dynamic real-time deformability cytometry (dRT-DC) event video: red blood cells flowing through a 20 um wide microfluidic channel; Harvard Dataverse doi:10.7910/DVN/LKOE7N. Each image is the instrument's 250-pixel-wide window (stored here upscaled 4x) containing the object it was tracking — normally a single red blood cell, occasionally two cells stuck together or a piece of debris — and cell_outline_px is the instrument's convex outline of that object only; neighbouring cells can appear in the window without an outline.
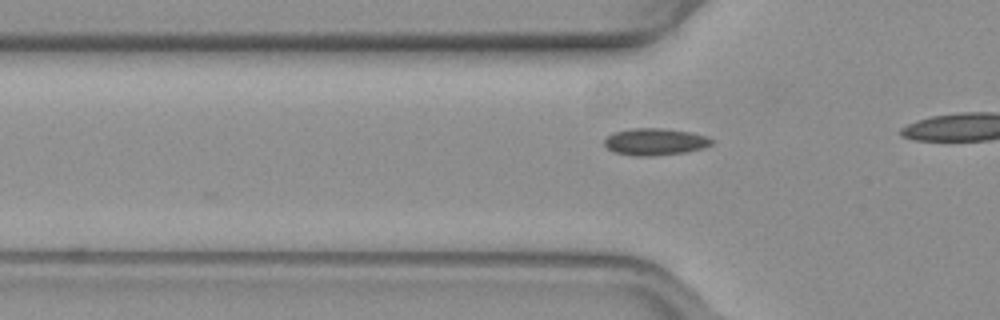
{"species": "common noctule bat (a hibernating species)", "species_latin": "Nyctalus noctula", "temperature_condition": "warm", "stored_images_in_passage": 8, "camera_frame_rate_fps": 3000, "um_per_image_px": 0.085, "animal": {"sex": "female", "body_mass_g": 19.3, "forearm_length_mm": 54.1}, "frame": {"image": 1, "passage_image": 2, "time_ms": 0.333, "image_size_px": [1000, 320], "cell_outline_px": [[712, 144], [704, 148], [684, 152], [652, 156], [636, 156], [612, 152], [604, 144], [604, 140], [612, 132], [632, 128], [660, 128], [688, 132], [704, 136], [712, 140]], "centroid_in_image_um": [55.62, 12.05], "position_along_channel_um": 70.2, "area_um2": 16.7}}
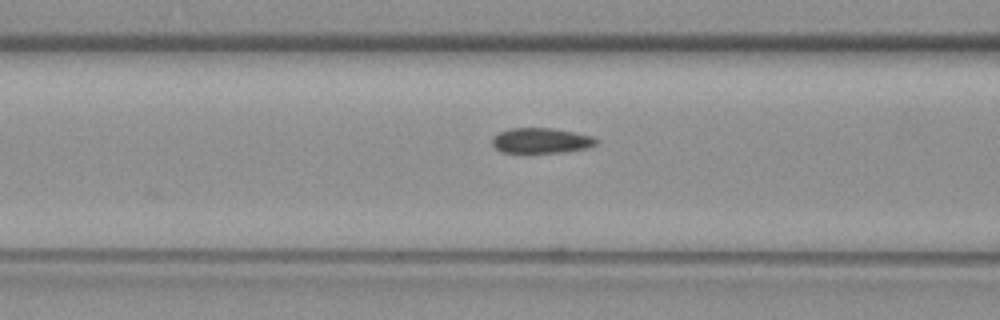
{"frame": {"image": 2, "passage_image": 6, "time_ms": 1.667, "image_size_px": [1000, 320], "cell_outline_px": [[596, 144], [588, 148], [564, 152], [524, 156], [500, 152], [492, 144], [492, 136], [500, 132], [512, 128], [552, 128], [592, 136], [596, 140]], "centroid_in_image_um": [45.91, 12.01], "position_along_channel_um": 120.7, "area_um2": 16.07}}